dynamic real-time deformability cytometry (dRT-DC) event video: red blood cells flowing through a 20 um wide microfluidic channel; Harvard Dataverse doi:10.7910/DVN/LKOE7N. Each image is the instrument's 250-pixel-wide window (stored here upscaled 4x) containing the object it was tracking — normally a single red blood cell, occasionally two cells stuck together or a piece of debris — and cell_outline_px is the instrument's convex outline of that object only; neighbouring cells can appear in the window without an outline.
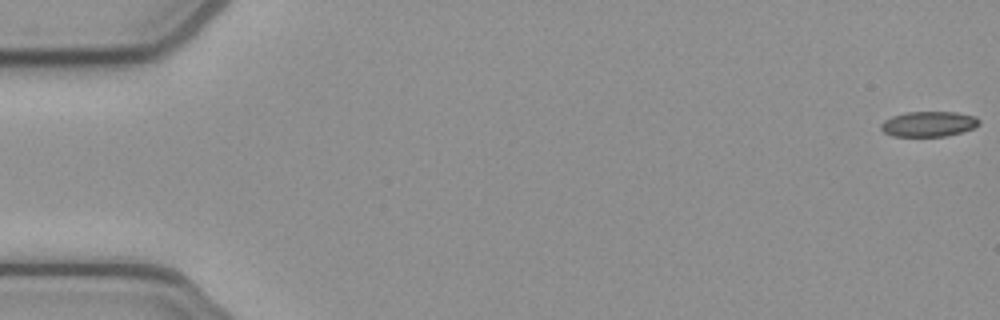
{"species": "common noctule bat (a hibernating species)", "species_latin": "Nyctalus noctula", "temperature_condition": "cold", "stored_images_in_passage": 8, "segment_of_instrument_passage": [1, 2], "camera_frame_rate_fps": 3000, "um_per_image_px": 0.085, "animal": {"sex": "female", "body_mass_g": 21.9}, "frame": {"image": 1, "passage_image": 1, "time_ms": 0.0, "image_size_px": [1000, 320], "cell_outline_px": [[980, 124], [972, 128], [960, 132], [944, 136], [892, 136], [884, 132], [880, 128], [880, 124], [884, 120], [892, 116], [904, 112], [956, 112], [976, 116], [980, 120]], "centroid_in_image_um": [78.91, 10.53], "position_along_channel_um": 6.1, "area_um2": 14.45}}